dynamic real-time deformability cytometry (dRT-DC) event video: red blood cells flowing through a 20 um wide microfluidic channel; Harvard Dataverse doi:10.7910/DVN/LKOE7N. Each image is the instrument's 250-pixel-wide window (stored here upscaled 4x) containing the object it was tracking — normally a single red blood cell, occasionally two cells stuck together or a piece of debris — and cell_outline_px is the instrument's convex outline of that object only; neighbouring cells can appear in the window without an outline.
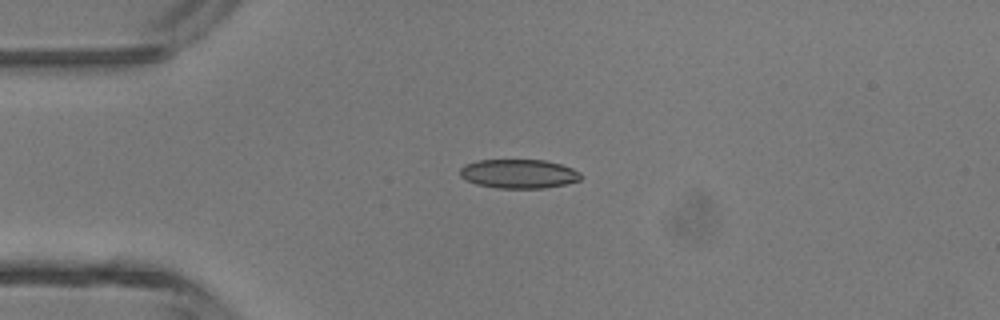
{"species": "common noctule bat (a hibernating species)", "species_latin": "Nyctalus noctula", "temperature_condition": "room temperature", "stored_images_in_passage": 36, "camera_frame_rate_fps": 3000, "um_per_image_px": 0.085, "animal": {"sex": "male", "body_mass_g": 13.3}, "frame": {"image": 1, "passage_image": 1, "time_ms": 0.0, "image_size_px": [1000, 320], "cell_outline_px": [[580, 180], [564, 184], [544, 188], [496, 188], [476, 184], [464, 180], [460, 176], [460, 168], [464, 164], [476, 160], [544, 160], [560, 164], [572, 168], [580, 172]], "centroid_in_image_um": [44.04, 14.77], "position_along_channel_um": 41.0, "area_um2": 20.52}}
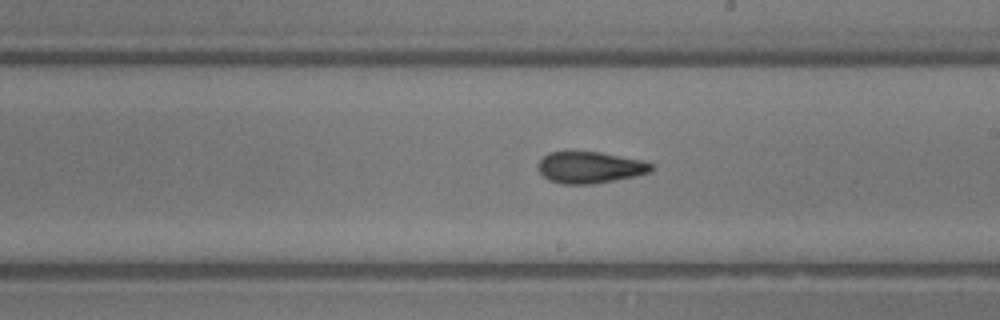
{"frame": {"image": 2, "passage_image": 16, "time_ms": 5.0, "image_size_px": [1000, 320], "cell_outline_px": [[656, 168], [652, 172], [636, 176], [592, 184], [564, 184], [548, 180], [536, 168], [536, 164], [548, 152], [600, 152], [644, 160], [652, 164]], "centroid_in_image_um": [50.17, 14.23], "position_along_channel_um": 238.8, "area_um2": 21.04}}
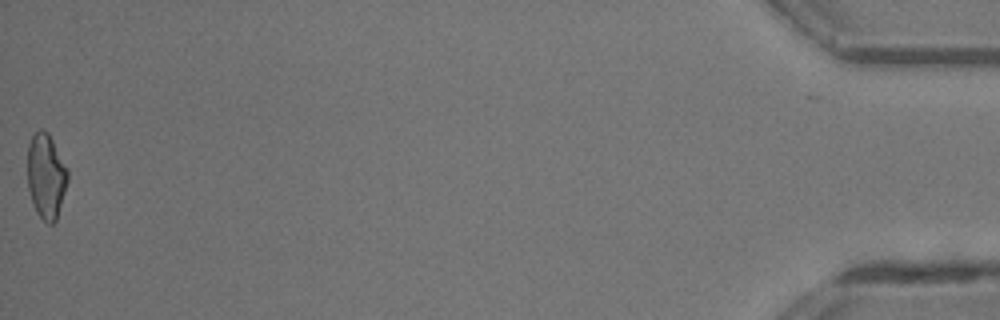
{"frame": {"image": 3, "passage_image": 36, "time_ms": 11.667, "image_size_px": [1000, 320], "cell_outline_px": [[68, 180], [56, 220], [52, 224], [48, 224], [36, 212], [28, 188], [28, 144], [32, 136], [40, 128], [48, 132], [68, 168]], "centroid_in_image_um": [3.92, 14.95], "position_along_channel_um": 431.3, "area_um2": 19.83}, "authors_computed_cell_mechanics": {"area_um2": 20.7502, "velocity_mm_per_s": 4.463, "shape_relaxation_time_tau1_ms": 5.1388, "shape_relaxation_time_tau2_ms": 3.1792, "deformation_change_tau1": 0.1431, "deformation_change_tau2": 0.1064}}